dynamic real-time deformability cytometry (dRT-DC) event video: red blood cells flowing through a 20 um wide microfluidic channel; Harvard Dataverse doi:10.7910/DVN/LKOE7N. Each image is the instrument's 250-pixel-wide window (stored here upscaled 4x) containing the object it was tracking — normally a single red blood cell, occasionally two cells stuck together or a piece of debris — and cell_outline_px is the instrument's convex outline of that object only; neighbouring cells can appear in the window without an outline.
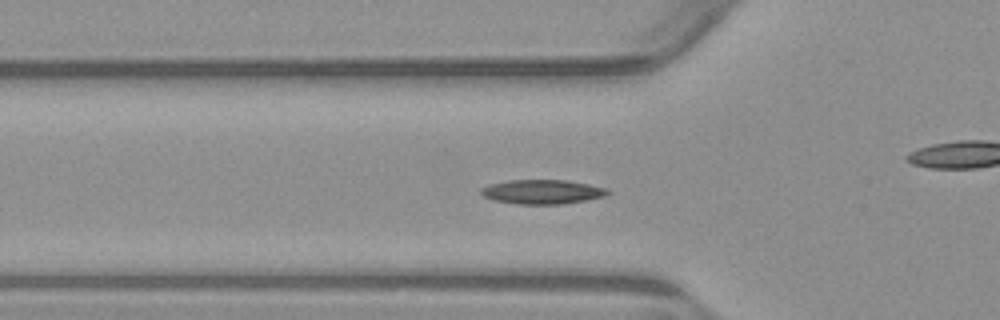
{"species": "common noctule bat (a hibernating species)", "species_latin": "Nyctalus noctula", "temperature_condition": "warm", "stored_images_in_passage": 50, "camera_frame_rate_fps": 3000, "um_per_image_px": 0.085, "animal": {"sex": "male", "body_mass_g": 23.1, "forearm_length_mm": 52.7}, "frame": {"image": 1, "passage_image": 13, "time_ms": 4.0, "image_size_px": [1000, 320], "cell_outline_px": [[612, 192], [608, 196], [588, 200], [560, 204], [516, 204], [492, 200], [484, 196], [480, 192], [480, 188], [488, 184], [508, 180], [568, 180], [588, 184], [604, 188]], "centroid_in_image_um": [46.09, 16.3], "position_along_channel_um": 79.7, "area_um2": 18.15}}
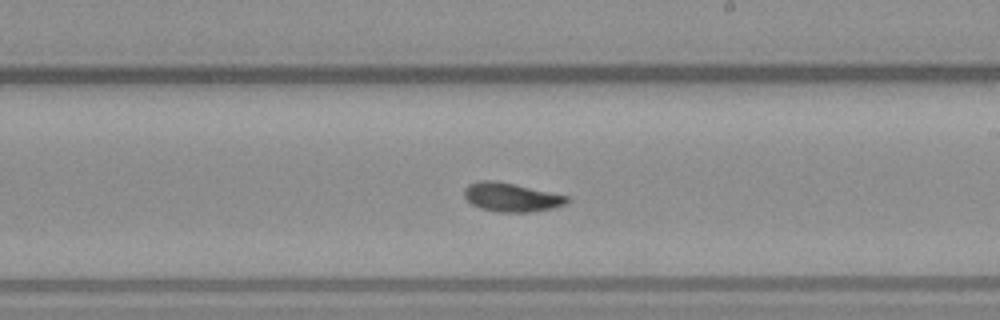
{"frame": {"image": 2, "passage_image": 26, "time_ms": 8.333, "image_size_px": [1000, 320], "cell_outline_px": [[568, 200], [564, 204], [552, 208], [528, 212], [496, 212], [480, 208], [472, 204], [464, 196], [464, 188], [468, 184], [480, 180], [496, 180], [568, 196]], "centroid_in_image_um": [43.4, 16.76], "position_along_channel_um": 245.6, "area_um2": 17.11}}
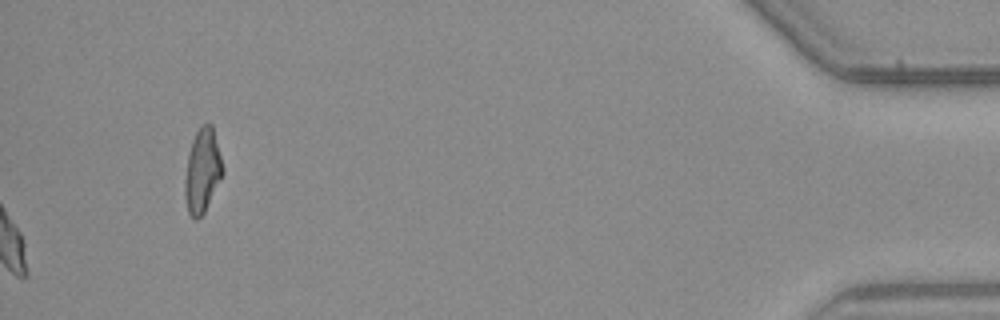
{"frame": {"image": 3, "passage_image": 50, "time_ms": 16.333, "image_size_px": [1000, 320], "cell_outline_px": [[224, 172], [204, 212], [196, 220], [188, 212], [184, 196], [184, 180], [188, 152], [192, 140], [200, 124], [212, 124], [224, 168]], "centroid_in_image_um": [17.19, 14.49], "position_along_channel_um": 418.0, "area_um2": 18.55}, "authors_computed_cell_mechanics": {"area_um2": 16.9643, "velocity_mm_per_s": 3.8053, "shape_relaxation_time_tau1_ms": 3.077, "shape_relaxation_time_tau2_ms": 2.713, "deformation_change_tau1": 0.1182, "deformation_change_tau2": 0.0773}}